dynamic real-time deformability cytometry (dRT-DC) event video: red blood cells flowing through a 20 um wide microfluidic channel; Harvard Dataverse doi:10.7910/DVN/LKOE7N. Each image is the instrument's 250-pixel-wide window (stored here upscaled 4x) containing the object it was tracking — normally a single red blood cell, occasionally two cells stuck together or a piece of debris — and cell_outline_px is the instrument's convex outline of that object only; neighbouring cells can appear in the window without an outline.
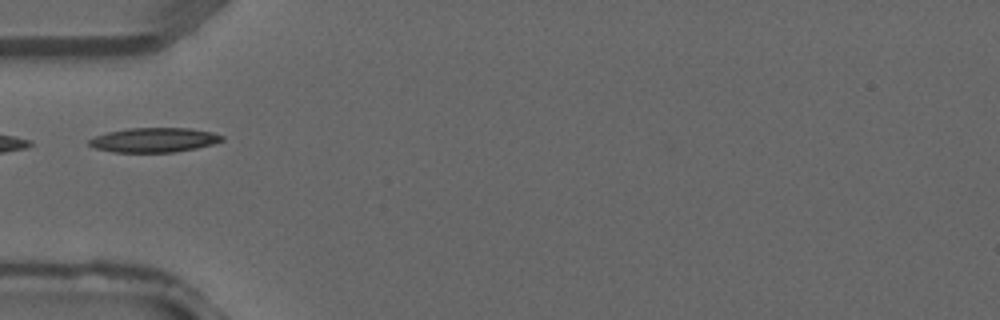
{"species": "common noctule bat (a hibernating species)", "species_latin": "Nyctalus noctula", "temperature_condition": "warm", "stored_images_in_passage": 1, "camera_frame_rate_fps": 3000, "um_per_image_px": 0.085, "animal": {"sex": "male", "forearm_length_mm": 52.5}, "frame": {"image": 1, "passage_image": 1, "time_ms": 0.0, "image_size_px": [1000, 320], "cell_outline_px": [[224, 140], [212, 144], [196, 148], [172, 152], [112, 152], [96, 148], [88, 144], [88, 140], [96, 136], [108, 132], [128, 128], [188, 128], [212, 132], [224, 136]], "centroid_in_image_um": [13.1, 11.89], "position_along_channel_um": 71.9, "area_um2": 18.84}}